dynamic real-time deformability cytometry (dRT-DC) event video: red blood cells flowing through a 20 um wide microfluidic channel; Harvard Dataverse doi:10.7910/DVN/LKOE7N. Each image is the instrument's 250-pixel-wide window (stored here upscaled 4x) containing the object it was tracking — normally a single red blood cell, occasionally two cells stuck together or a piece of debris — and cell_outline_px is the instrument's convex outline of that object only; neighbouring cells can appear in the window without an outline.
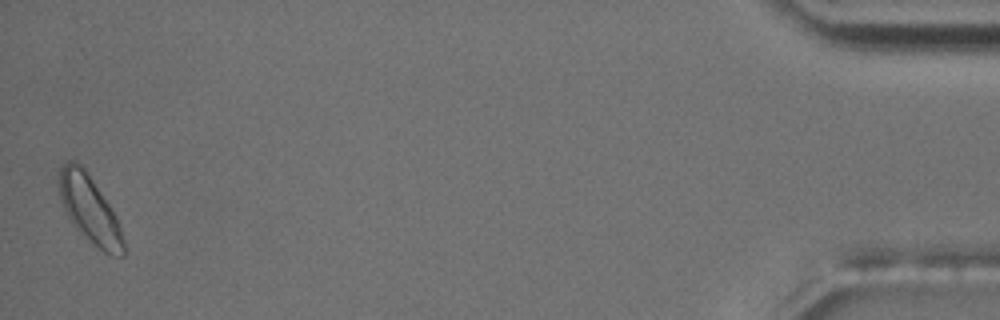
{"species": "common noctule bat (a hibernating species)", "species_latin": "Nyctalus noctula", "temperature_condition": "room temperature", "stored_images_in_passage": 53, "camera_frame_rate_fps": 3000, "um_per_image_px": 0.085, "animal": {"sex": "male", "body_mass_g": 17.5, "forearm_length_mm": 52.3}, "frame": {"image": 1, "passage_image": 53, "time_ms": 17.333, "image_size_px": [1000, 320], "cell_outline_px": [[124, 256], [112, 256], [104, 252], [76, 228], [72, 224], [60, 200], [60, 168], [68, 160], [76, 160], [84, 168], [116, 216], [120, 224], [124, 240]], "centroid_in_image_um": [7.63, 17.8], "position_along_channel_um": 427.6, "area_um2": 24.68}, "authors_computed_cell_mechanics": {"area_um2": 20.4034, "velocity_mm_per_s": 3.6369, "shape_relaxation_time_tau1_ms": 2.9394, "shape_relaxation_time_tau2_ms": null, "deformation_change_tau1": 0.0619, "deformation_change_tau2": null}}